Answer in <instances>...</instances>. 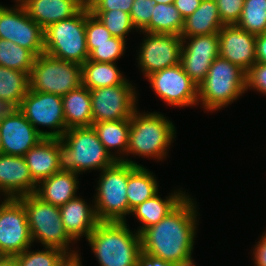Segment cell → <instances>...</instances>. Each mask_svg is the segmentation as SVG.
<instances>
[{"instance_id":"1","label":"cell","mask_w":266,"mask_h":266,"mask_svg":"<svg viewBox=\"0 0 266 266\" xmlns=\"http://www.w3.org/2000/svg\"><path fill=\"white\" fill-rule=\"evenodd\" d=\"M187 196L174 210L141 234L142 251L176 264L192 259L196 234V203Z\"/></svg>"},{"instance_id":"2","label":"cell","mask_w":266,"mask_h":266,"mask_svg":"<svg viewBox=\"0 0 266 266\" xmlns=\"http://www.w3.org/2000/svg\"><path fill=\"white\" fill-rule=\"evenodd\" d=\"M87 240L100 266H137L141 237L126 221H100Z\"/></svg>"},{"instance_id":"3","label":"cell","mask_w":266,"mask_h":266,"mask_svg":"<svg viewBox=\"0 0 266 266\" xmlns=\"http://www.w3.org/2000/svg\"><path fill=\"white\" fill-rule=\"evenodd\" d=\"M61 139L62 169L80 174L103 170L117 160L105 149L93 127H73Z\"/></svg>"},{"instance_id":"4","label":"cell","mask_w":266,"mask_h":266,"mask_svg":"<svg viewBox=\"0 0 266 266\" xmlns=\"http://www.w3.org/2000/svg\"><path fill=\"white\" fill-rule=\"evenodd\" d=\"M174 124L157 112L140 114L137 109L130 118L127 154L165 159L175 135Z\"/></svg>"},{"instance_id":"5","label":"cell","mask_w":266,"mask_h":266,"mask_svg":"<svg viewBox=\"0 0 266 266\" xmlns=\"http://www.w3.org/2000/svg\"><path fill=\"white\" fill-rule=\"evenodd\" d=\"M245 91L246 72L219 55L198 86V101L204 109L215 111L234 102Z\"/></svg>"},{"instance_id":"6","label":"cell","mask_w":266,"mask_h":266,"mask_svg":"<svg viewBox=\"0 0 266 266\" xmlns=\"http://www.w3.org/2000/svg\"><path fill=\"white\" fill-rule=\"evenodd\" d=\"M17 199L23 204L32 242L38 239L43 246L61 249L70 257L79 255L68 249L73 240L64 229L58 206L44 202L34 193Z\"/></svg>"},{"instance_id":"7","label":"cell","mask_w":266,"mask_h":266,"mask_svg":"<svg viewBox=\"0 0 266 266\" xmlns=\"http://www.w3.org/2000/svg\"><path fill=\"white\" fill-rule=\"evenodd\" d=\"M85 27L86 6L75 16L44 29V53L82 65L89 57Z\"/></svg>"},{"instance_id":"8","label":"cell","mask_w":266,"mask_h":266,"mask_svg":"<svg viewBox=\"0 0 266 266\" xmlns=\"http://www.w3.org/2000/svg\"><path fill=\"white\" fill-rule=\"evenodd\" d=\"M128 163L116 161L101 171L94 207L99 221L125 222L129 214L127 199Z\"/></svg>"},{"instance_id":"9","label":"cell","mask_w":266,"mask_h":266,"mask_svg":"<svg viewBox=\"0 0 266 266\" xmlns=\"http://www.w3.org/2000/svg\"><path fill=\"white\" fill-rule=\"evenodd\" d=\"M29 81L30 90L63 97L82 85V67L42 53L35 58Z\"/></svg>"},{"instance_id":"10","label":"cell","mask_w":266,"mask_h":266,"mask_svg":"<svg viewBox=\"0 0 266 266\" xmlns=\"http://www.w3.org/2000/svg\"><path fill=\"white\" fill-rule=\"evenodd\" d=\"M18 109L43 137L60 139L67 130L61 96L29 89ZM38 125L53 130L43 131Z\"/></svg>"},{"instance_id":"11","label":"cell","mask_w":266,"mask_h":266,"mask_svg":"<svg viewBox=\"0 0 266 266\" xmlns=\"http://www.w3.org/2000/svg\"><path fill=\"white\" fill-rule=\"evenodd\" d=\"M89 91L93 123L130 119L137 109L135 88L128 80Z\"/></svg>"},{"instance_id":"12","label":"cell","mask_w":266,"mask_h":266,"mask_svg":"<svg viewBox=\"0 0 266 266\" xmlns=\"http://www.w3.org/2000/svg\"><path fill=\"white\" fill-rule=\"evenodd\" d=\"M15 7L0 5V39L10 40L37 57L44 53V30L29 17L21 3Z\"/></svg>"},{"instance_id":"13","label":"cell","mask_w":266,"mask_h":266,"mask_svg":"<svg viewBox=\"0 0 266 266\" xmlns=\"http://www.w3.org/2000/svg\"><path fill=\"white\" fill-rule=\"evenodd\" d=\"M31 243L23 204L18 199L5 198L0 204V255L16 256Z\"/></svg>"},{"instance_id":"14","label":"cell","mask_w":266,"mask_h":266,"mask_svg":"<svg viewBox=\"0 0 266 266\" xmlns=\"http://www.w3.org/2000/svg\"><path fill=\"white\" fill-rule=\"evenodd\" d=\"M154 92L171 106L198 103V86L184 72L181 64L156 71L146 77Z\"/></svg>"},{"instance_id":"15","label":"cell","mask_w":266,"mask_h":266,"mask_svg":"<svg viewBox=\"0 0 266 266\" xmlns=\"http://www.w3.org/2000/svg\"><path fill=\"white\" fill-rule=\"evenodd\" d=\"M138 65L147 77L150 74L180 63L182 38L179 35L143 32Z\"/></svg>"},{"instance_id":"16","label":"cell","mask_w":266,"mask_h":266,"mask_svg":"<svg viewBox=\"0 0 266 266\" xmlns=\"http://www.w3.org/2000/svg\"><path fill=\"white\" fill-rule=\"evenodd\" d=\"M181 38L180 64L184 72L199 86L205 80L213 61L219 56L218 33ZM186 39L190 41L187 42Z\"/></svg>"},{"instance_id":"17","label":"cell","mask_w":266,"mask_h":266,"mask_svg":"<svg viewBox=\"0 0 266 266\" xmlns=\"http://www.w3.org/2000/svg\"><path fill=\"white\" fill-rule=\"evenodd\" d=\"M1 153L24 156L44 137L33 127L18 108L0 120Z\"/></svg>"},{"instance_id":"18","label":"cell","mask_w":266,"mask_h":266,"mask_svg":"<svg viewBox=\"0 0 266 266\" xmlns=\"http://www.w3.org/2000/svg\"><path fill=\"white\" fill-rule=\"evenodd\" d=\"M219 55L247 72L256 63V35L236 24L224 25L218 33Z\"/></svg>"},{"instance_id":"19","label":"cell","mask_w":266,"mask_h":266,"mask_svg":"<svg viewBox=\"0 0 266 266\" xmlns=\"http://www.w3.org/2000/svg\"><path fill=\"white\" fill-rule=\"evenodd\" d=\"M37 185L24 156L0 153V192H4L6 198L17 199L33 194Z\"/></svg>"},{"instance_id":"20","label":"cell","mask_w":266,"mask_h":266,"mask_svg":"<svg viewBox=\"0 0 266 266\" xmlns=\"http://www.w3.org/2000/svg\"><path fill=\"white\" fill-rule=\"evenodd\" d=\"M24 158L33 180L38 184L62 170L61 139L44 137L25 153Z\"/></svg>"},{"instance_id":"21","label":"cell","mask_w":266,"mask_h":266,"mask_svg":"<svg viewBox=\"0 0 266 266\" xmlns=\"http://www.w3.org/2000/svg\"><path fill=\"white\" fill-rule=\"evenodd\" d=\"M21 4L43 30L55 22L75 16L86 6L84 0H23Z\"/></svg>"},{"instance_id":"22","label":"cell","mask_w":266,"mask_h":266,"mask_svg":"<svg viewBox=\"0 0 266 266\" xmlns=\"http://www.w3.org/2000/svg\"><path fill=\"white\" fill-rule=\"evenodd\" d=\"M88 206L82 198L77 196L59 207L64 229L73 241L80 239L83 235L88 238L100 222L94 205L92 208Z\"/></svg>"},{"instance_id":"23","label":"cell","mask_w":266,"mask_h":266,"mask_svg":"<svg viewBox=\"0 0 266 266\" xmlns=\"http://www.w3.org/2000/svg\"><path fill=\"white\" fill-rule=\"evenodd\" d=\"M77 175V173L62 169L40 181L34 194L44 202L60 207L77 197L75 194L79 184Z\"/></svg>"},{"instance_id":"24","label":"cell","mask_w":266,"mask_h":266,"mask_svg":"<svg viewBox=\"0 0 266 266\" xmlns=\"http://www.w3.org/2000/svg\"><path fill=\"white\" fill-rule=\"evenodd\" d=\"M121 161L128 163L126 196L129 204V214H131L135 207L157 194L159 186L151 171L142 165L124 158Z\"/></svg>"},{"instance_id":"25","label":"cell","mask_w":266,"mask_h":266,"mask_svg":"<svg viewBox=\"0 0 266 266\" xmlns=\"http://www.w3.org/2000/svg\"><path fill=\"white\" fill-rule=\"evenodd\" d=\"M178 191L169 195L166 199H162L157 193L131 211L132 215L134 214L142 224L139 227L140 229L137 230L139 234L150 226L157 224L187 197L185 192L183 193L179 189Z\"/></svg>"},{"instance_id":"26","label":"cell","mask_w":266,"mask_h":266,"mask_svg":"<svg viewBox=\"0 0 266 266\" xmlns=\"http://www.w3.org/2000/svg\"><path fill=\"white\" fill-rule=\"evenodd\" d=\"M66 129L73 127H92V107L90 91L81 85L62 97Z\"/></svg>"},{"instance_id":"27","label":"cell","mask_w":266,"mask_h":266,"mask_svg":"<svg viewBox=\"0 0 266 266\" xmlns=\"http://www.w3.org/2000/svg\"><path fill=\"white\" fill-rule=\"evenodd\" d=\"M222 23L215 0H202L199 7L184 19L181 37L219 33Z\"/></svg>"},{"instance_id":"28","label":"cell","mask_w":266,"mask_h":266,"mask_svg":"<svg viewBox=\"0 0 266 266\" xmlns=\"http://www.w3.org/2000/svg\"><path fill=\"white\" fill-rule=\"evenodd\" d=\"M81 67L82 85L89 90L119 85L126 80L115 63L86 60Z\"/></svg>"},{"instance_id":"29","label":"cell","mask_w":266,"mask_h":266,"mask_svg":"<svg viewBox=\"0 0 266 266\" xmlns=\"http://www.w3.org/2000/svg\"><path fill=\"white\" fill-rule=\"evenodd\" d=\"M92 127L103 144L105 149L117 160L121 161V155H113L111 148H115L120 153H127L128 138L130 129V119L116 120V121H103L93 123Z\"/></svg>"},{"instance_id":"30","label":"cell","mask_w":266,"mask_h":266,"mask_svg":"<svg viewBox=\"0 0 266 266\" xmlns=\"http://www.w3.org/2000/svg\"><path fill=\"white\" fill-rule=\"evenodd\" d=\"M30 89L29 74L0 66V99L11 108H19Z\"/></svg>"},{"instance_id":"31","label":"cell","mask_w":266,"mask_h":266,"mask_svg":"<svg viewBox=\"0 0 266 266\" xmlns=\"http://www.w3.org/2000/svg\"><path fill=\"white\" fill-rule=\"evenodd\" d=\"M184 18L175 5L158 3L154 6L149 25L142 32L164 33L181 36Z\"/></svg>"},{"instance_id":"32","label":"cell","mask_w":266,"mask_h":266,"mask_svg":"<svg viewBox=\"0 0 266 266\" xmlns=\"http://www.w3.org/2000/svg\"><path fill=\"white\" fill-rule=\"evenodd\" d=\"M36 56L10 40L0 39V66L30 75Z\"/></svg>"},{"instance_id":"33","label":"cell","mask_w":266,"mask_h":266,"mask_svg":"<svg viewBox=\"0 0 266 266\" xmlns=\"http://www.w3.org/2000/svg\"><path fill=\"white\" fill-rule=\"evenodd\" d=\"M240 28L254 35L266 32V0H244L239 21Z\"/></svg>"},{"instance_id":"34","label":"cell","mask_w":266,"mask_h":266,"mask_svg":"<svg viewBox=\"0 0 266 266\" xmlns=\"http://www.w3.org/2000/svg\"><path fill=\"white\" fill-rule=\"evenodd\" d=\"M16 255L18 266H62L70 257L66 252L55 247H45L43 251H30Z\"/></svg>"},{"instance_id":"35","label":"cell","mask_w":266,"mask_h":266,"mask_svg":"<svg viewBox=\"0 0 266 266\" xmlns=\"http://www.w3.org/2000/svg\"><path fill=\"white\" fill-rule=\"evenodd\" d=\"M103 25L109 30L112 36L126 40L132 29H136L132 23L129 13L122 10H90Z\"/></svg>"},{"instance_id":"36","label":"cell","mask_w":266,"mask_h":266,"mask_svg":"<svg viewBox=\"0 0 266 266\" xmlns=\"http://www.w3.org/2000/svg\"><path fill=\"white\" fill-rule=\"evenodd\" d=\"M126 40L112 36L103 44H87L88 60L95 62L115 63L125 51Z\"/></svg>"},{"instance_id":"37","label":"cell","mask_w":266,"mask_h":266,"mask_svg":"<svg viewBox=\"0 0 266 266\" xmlns=\"http://www.w3.org/2000/svg\"><path fill=\"white\" fill-rule=\"evenodd\" d=\"M86 43L87 44H103L109 42L112 37L109 30L103 23L94 16L86 5Z\"/></svg>"},{"instance_id":"38","label":"cell","mask_w":266,"mask_h":266,"mask_svg":"<svg viewBox=\"0 0 266 266\" xmlns=\"http://www.w3.org/2000/svg\"><path fill=\"white\" fill-rule=\"evenodd\" d=\"M155 0H134L130 17L134 27L142 32L150 23Z\"/></svg>"},{"instance_id":"39","label":"cell","mask_w":266,"mask_h":266,"mask_svg":"<svg viewBox=\"0 0 266 266\" xmlns=\"http://www.w3.org/2000/svg\"><path fill=\"white\" fill-rule=\"evenodd\" d=\"M220 19L224 25H234L239 21L244 0H215Z\"/></svg>"},{"instance_id":"40","label":"cell","mask_w":266,"mask_h":266,"mask_svg":"<svg viewBox=\"0 0 266 266\" xmlns=\"http://www.w3.org/2000/svg\"><path fill=\"white\" fill-rule=\"evenodd\" d=\"M248 88L266 95V64L256 62L246 72V89Z\"/></svg>"},{"instance_id":"41","label":"cell","mask_w":266,"mask_h":266,"mask_svg":"<svg viewBox=\"0 0 266 266\" xmlns=\"http://www.w3.org/2000/svg\"><path fill=\"white\" fill-rule=\"evenodd\" d=\"M134 0H89L86 5L89 10H122L129 13Z\"/></svg>"},{"instance_id":"42","label":"cell","mask_w":266,"mask_h":266,"mask_svg":"<svg viewBox=\"0 0 266 266\" xmlns=\"http://www.w3.org/2000/svg\"><path fill=\"white\" fill-rule=\"evenodd\" d=\"M137 266H177V264L172 261H165L154 257L142 251L138 257Z\"/></svg>"},{"instance_id":"43","label":"cell","mask_w":266,"mask_h":266,"mask_svg":"<svg viewBox=\"0 0 266 266\" xmlns=\"http://www.w3.org/2000/svg\"><path fill=\"white\" fill-rule=\"evenodd\" d=\"M202 0H174L173 4L185 19L199 7Z\"/></svg>"},{"instance_id":"44","label":"cell","mask_w":266,"mask_h":266,"mask_svg":"<svg viewBox=\"0 0 266 266\" xmlns=\"http://www.w3.org/2000/svg\"><path fill=\"white\" fill-rule=\"evenodd\" d=\"M257 243L253 252L254 264L255 266H266V231Z\"/></svg>"},{"instance_id":"45","label":"cell","mask_w":266,"mask_h":266,"mask_svg":"<svg viewBox=\"0 0 266 266\" xmlns=\"http://www.w3.org/2000/svg\"><path fill=\"white\" fill-rule=\"evenodd\" d=\"M256 62L266 64V32L256 35Z\"/></svg>"},{"instance_id":"46","label":"cell","mask_w":266,"mask_h":266,"mask_svg":"<svg viewBox=\"0 0 266 266\" xmlns=\"http://www.w3.org/2000/svg\"><path fill=\"white\" fill-rule=\"evenodd\" d=\"M0 266H18L16 256L0 255Z\"/></svg>"},{"instance_id":"47","label":"cell","mask_w":266,"mask_h":266,"mask_svg":"<svg viewBox=\"0 0 266 266\" xmlns=\"http://www.w3.org/2000/svg\"><path fill=\"white\" fill-rule=\"evenodd\" d=\"M62 266H82L80 256L69 257Z\"/></svg>"},{"instance_id":"48","label":"cell","mask_w":266,"mask_h":266,"mask_svg":"<svg viewBox=\"0 0 266 266\" xmlns=\"http://www.w3.org/2000/svg\"><path fill=\"white\" fill-rule=\"evenodd\" d=\"M11 110V107L0 99V120Z\"/></svg>"},{"instance_id":"49","label":"cell","mask_w":266,"mask_h":266,"mask_svg":"<svg viewBox=\"0 0 266 266\" xmlns=\"http://www.w3.org/2000/svg\"><path fill=\"white\" fill-rule=\"evenodd\" d=\"M177 266H196L193 262V259H190L186 262H182L180 264H177Z\"/></svg>"},{"instance_id":"50","label":"cell","mask_w":266,"mask_h":266,"mask_svg":"<svg viewBox=\"0 0 266 266\" xmlns=\"http://www.w3.org/2000/svg\"><path fill=\"white\" fill-rule=\"evenodd\" d=\"M156 3H161V4H172L174 0H155Z\"/></svg>"},{"instance_id":"51","label":"cell","mask_w":266,"mask_h":266,"mask_svg":"<svg viewBox=\"0 0 266 266\" xmlns=\"http://www.w3.org/2000/svg\"><path fill=\"white\" fill-rule=\"evenodd\" d=\"M23 0H16L17 3H21Z\"/></svg>"},{"instance_id":"52","label":"cell","mask_w":266,"mask_h":266,"mask_svg":"<svg viewBox=\"0 0 266 266\" xmlns=\"http://www.w3.org/2000/svg\"><path fill=\"white\" fill-rule=\"evenodd\" d=\"M0 153H1V136H0Z\"/></svg>"}]
</instances>
